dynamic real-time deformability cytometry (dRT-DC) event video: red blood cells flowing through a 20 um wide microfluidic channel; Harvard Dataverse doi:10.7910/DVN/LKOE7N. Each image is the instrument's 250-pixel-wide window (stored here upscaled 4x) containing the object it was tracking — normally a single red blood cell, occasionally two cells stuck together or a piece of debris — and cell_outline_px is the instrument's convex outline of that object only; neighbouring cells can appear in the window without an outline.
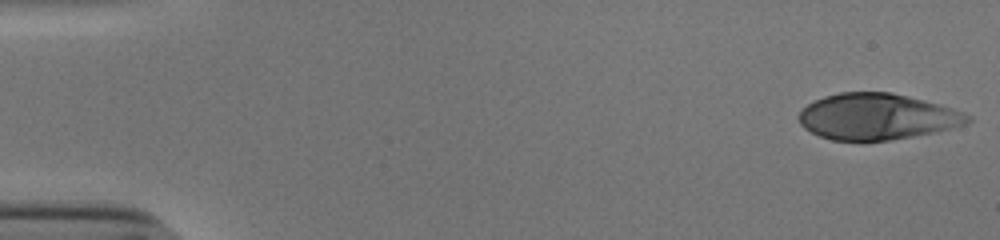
{"species": "human", "species_latin": "Homo sapiens", "temperature_condition": "cold", "stored_images_in_passage": 52, "camera_frame_rate_fps": 3000, "um_per_image_px": 0.085, "donor": {"sex": "male"}, "frame": {"image": 1, "passage_image": 1, "time_ms": 0.0, "image_size_px": [1000, 240], "cell_outline_px": [[972, 120], [968, 124], [936, 132], [888, 140], [832, 140], [820, 136], [804, 128], [800, 124], [796, 116], [808, 104], [824, 96], [840, 92], [892, 92], [924, 100], [952, 108], [972, 116]], "centroid_in_image_um": [74.56, 9.91], "position_along_channel_um": 10.4, "area_um2": 45.32}}
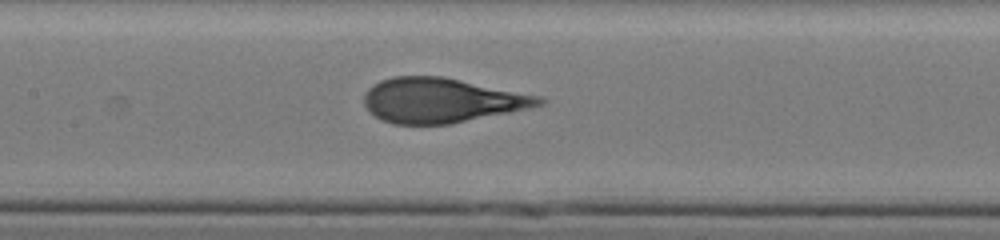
{"frame": {"image": 2, "passage_image": 25, "time_ms": 8.0, "image_size_px": [1000, 240], "cell_outline_px": [[548, 100], [544, 104], [532, 108], [452, 124], [392, 124], [376, 116], [364, 104], [364, 92], [372, 84], [380, 80], [392, 76], [444, 76], [540, 96]], "centroid_in_image_um": [37.57, 8.52], "position_along_channel_um": 169.8, "area_um2": 45.89}}
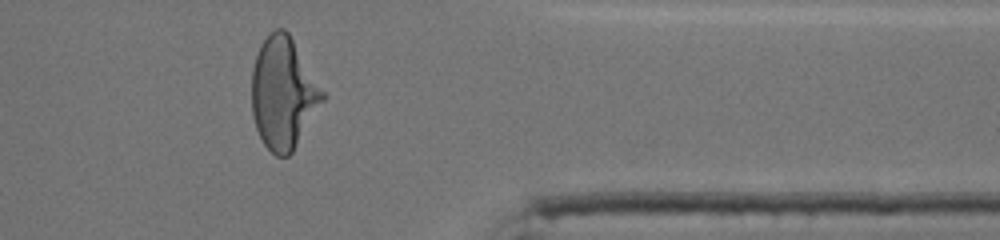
{"frame": {"image": 3, "passage_image": 43, "time_ms": 14.0, "image_size_px": [1000, 240], "cell_outline_px": [[324, 100], [292, 152], [288, 156], [276, 156], [264, 144], [256, 128], [252, 116], [252, 68], [260, 44], [276, 28], [284, 28], [288, 32], [324, 92]], "centroid_in_image_um": [24.06, 7.93], "position_along_channel_um": 387.3, "area_um2": 45.49}, "authors_computed_cell_mechanics": {"area_um2": 45.6909, "velocity_mm_per_s": 3.849, "shape_relaxation_time_tau1_ms": 5.3022, "shape_relaxation_time_tau2_ms": null, "deformation_change_tau1": 0.248, "deformation_change_tau2": null}}